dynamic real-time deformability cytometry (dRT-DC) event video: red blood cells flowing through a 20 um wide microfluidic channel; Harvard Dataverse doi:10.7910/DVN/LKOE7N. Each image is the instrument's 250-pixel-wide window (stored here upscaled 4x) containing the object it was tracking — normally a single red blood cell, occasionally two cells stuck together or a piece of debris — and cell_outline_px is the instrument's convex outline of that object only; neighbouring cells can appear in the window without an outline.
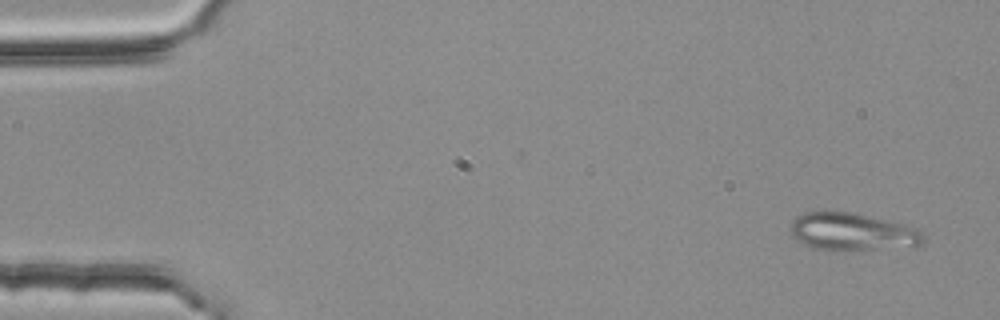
{"species": "common noctule bat (a hibernating species)", "species_latin": "Nyctalus noctula", "temperature_condition": "room temperature", "stored_images_in_passage": 5, "camera_frame_rate_fps": 3000, "um_per_image_px": 0.085, "animal": {"sex": "female", "body_mass_g": 25.1}, "frame": {"image": 1, "passage_image": 1, "time_ms": 0.0, "image_size_px": [1000, 320], "cell_outline_px": [[924, 240], [916, 248], [836, 252], [816, 248], [804, 244], [792, 236], [792, 220], [796, 216], [804, 212], [824, 208], [852, 212], [904, 224], [920, 232], [924, 236]], "centroid_in_image_um": [72.43, 19.71], "position_along_channel_um": 12.6, "area_um2": 30.35}}